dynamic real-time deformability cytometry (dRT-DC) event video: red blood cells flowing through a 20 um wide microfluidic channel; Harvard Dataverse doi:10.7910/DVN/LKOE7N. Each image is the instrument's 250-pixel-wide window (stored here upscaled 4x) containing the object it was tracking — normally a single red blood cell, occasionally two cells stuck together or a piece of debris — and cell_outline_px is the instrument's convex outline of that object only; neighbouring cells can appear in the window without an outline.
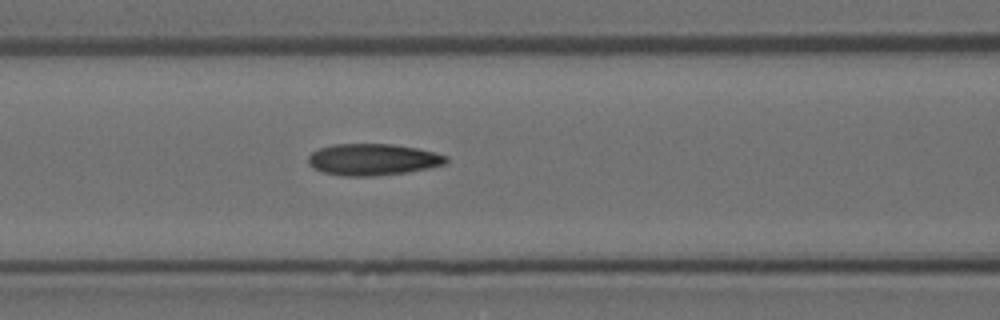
{"species": "Egyptian fruit bat (a non-hibernating species)", "species_latin": "Rousettus aegyptiacus", "temperature_condition": "room temperature", "stored_images_in_passage": 5, "camera_frame_rate_fps": 3000, "um_per_image_px": 0.085, "animal": {"sex": "female"}, "frame": {"image": 1, "passage_image": 5, "time_ms": 1.333, "image_size_px": [1000, 320], "cell_outline_px": [[448, 164], [408, 172], [376, 176], [344, 176], [324, 172], [308, 164], [308, 156], [312, 152], [320, 148], [332, 144], [392, 144], [416, 148], [448, 156]], "centroid_in_image_um": [31.71, 13.56], "position_along_channel_um": 134.9, "area_um2": 25.37}}